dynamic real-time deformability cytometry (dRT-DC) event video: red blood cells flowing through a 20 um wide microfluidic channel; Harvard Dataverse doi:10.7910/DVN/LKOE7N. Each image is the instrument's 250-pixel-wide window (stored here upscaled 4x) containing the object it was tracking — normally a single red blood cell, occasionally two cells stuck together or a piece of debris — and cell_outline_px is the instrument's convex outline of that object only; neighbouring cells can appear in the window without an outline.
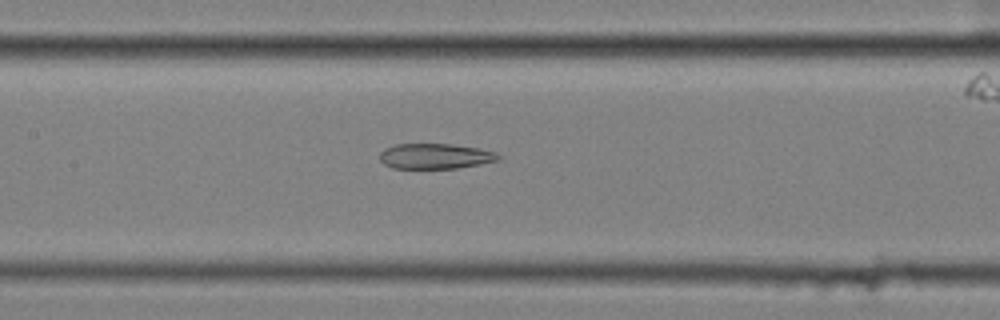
{"species": "common noctule bat (a hibernating species)", "species_latin": "Nyctalus noctula", "temperature_condition": "cold", "stored_images_in_passage": 38, "camera_frame_rate_fps": 3000, "um_per_image_px": 0.085, "animal": {"sex": "female", "body_mass_g": 25.1}, "frame": {"image": 1, "passage_image": 9, "time_ms": 2.667, "image_size_px": [1000, 320], "cell_outline_px": [[504, 156], [500, 160], [480, 164], [456, 168], [392, 168], [384, 164], [380, 160], [380, 152], [384, 148], [396, 144], [452, 144], [480, 148], [496, 152]], "centroid_in_image_um": [37.03, 13.27], "position_along_channel_um": 170.4, "area_um2": 17.69}}
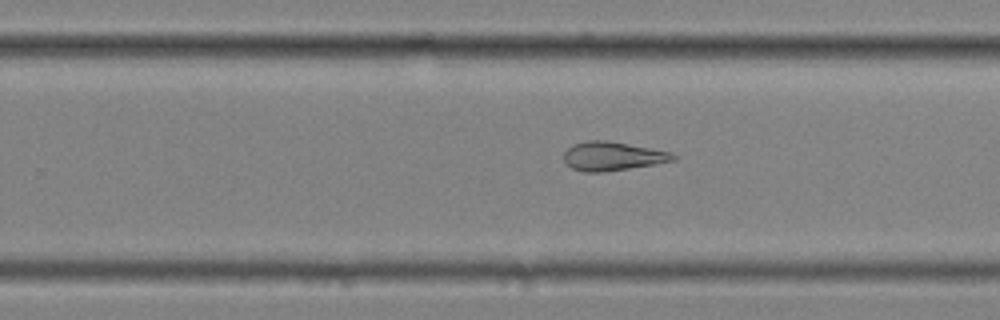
{"frame": {"image": 2, "passage_image": 18, "time_ms": 5.667, "image_size_px": [1000, 320], "cell_outline_px": [[676, 160], [628, 168], [600, 172], [584, 172], [572, 168], [564, 160], [564, 152], [572, 144], [588, 140], [608, 140], [672, 152], [676, 156]], "centroid_in_image_um": [52.05, 13.26], "position_along_channel_um": 277.8, "area_um2": 18.21}}
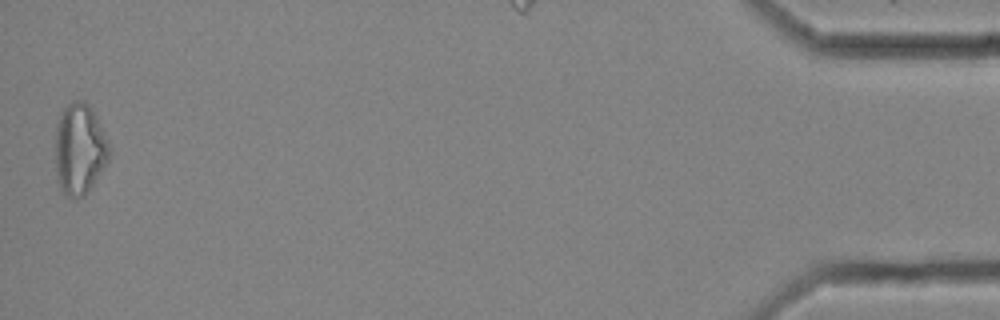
{"frame": {"image": 3, "passage_image": 38, "time_ms": 12.333, "image_size_px": [1000, 320], "cell_outline_px": [[108, 160], [104, 168], [84, 196], [68, 196], [60, 188], [56, 180], [56, 128], [60, 112], [68, 104], [76, 100], [84, 100], [88, 104], [96, 116], [108, 140]], "centroid_in_image_um": [6.75, 12.65], "position_along_channel_um": 428.5, "area_um2": 28.32}}